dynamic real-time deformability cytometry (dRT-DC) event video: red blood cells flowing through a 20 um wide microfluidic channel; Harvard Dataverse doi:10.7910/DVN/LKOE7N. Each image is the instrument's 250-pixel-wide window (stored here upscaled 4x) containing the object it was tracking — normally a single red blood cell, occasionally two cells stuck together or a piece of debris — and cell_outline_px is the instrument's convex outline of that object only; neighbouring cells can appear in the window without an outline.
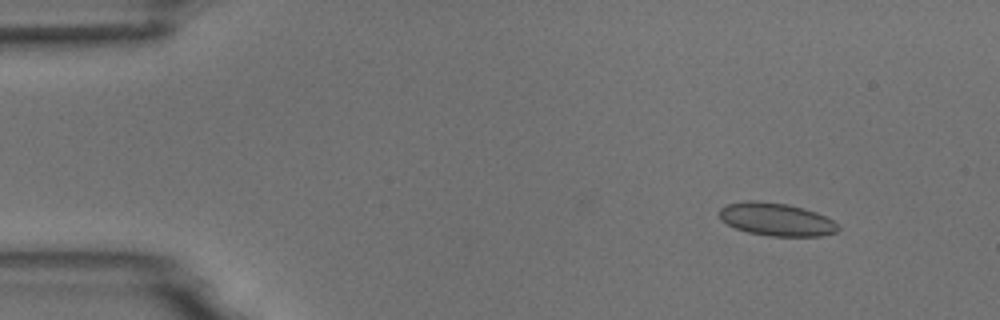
{"species": "common noctule bat (a hibernating species)", "species_latin": "Nyctalus noctula", "temperature_condition": "room temperature", "stored_images_in_passage": 3, "camera_frame_rate_fps": 3000, "um_per_image_px": 0.085, "animal": {"sex": "male", "body_mass_g": 18.8}, "frame": {"image": 1, "passage_image": 1, "time_ms": 0.0, "image_size_px": [1000, 320], "cell_outline_px": [[840, 228], [836, 232], [820, 236], [768, 236], [748, 232], [736, 228], [720, 220], [720, 208], [724, 204], [748, 200], [752, 200], [788, 204], [804, 208], [816, 212], [832, 220]], "centroid_in_image_um": [65.96, 18.64], "position_along_channel_um": 19.0, "area_um2": 22.77}}
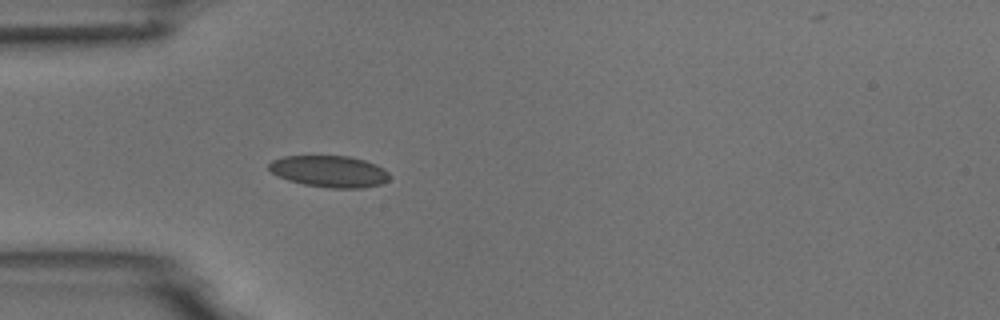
{"frame": {"image": 2, "passage_image": 3, "time_ms": 3.333, "image_size_px": [1000, 320], "cell_outline_px": [[392, 176], [388, 180], [380, 184], [364, 188], [328, 188], [304, 184], [288, 180], [272, 172], [268, 168], [268, 164], [272, 160], [284, 156], [348, 156], [364, 160], [376, 164], [384, 168]], "centroid_in_image_um": [28.03, 14.57], "position_along_channel_um": 57.0, "area_um2": 22.25}}